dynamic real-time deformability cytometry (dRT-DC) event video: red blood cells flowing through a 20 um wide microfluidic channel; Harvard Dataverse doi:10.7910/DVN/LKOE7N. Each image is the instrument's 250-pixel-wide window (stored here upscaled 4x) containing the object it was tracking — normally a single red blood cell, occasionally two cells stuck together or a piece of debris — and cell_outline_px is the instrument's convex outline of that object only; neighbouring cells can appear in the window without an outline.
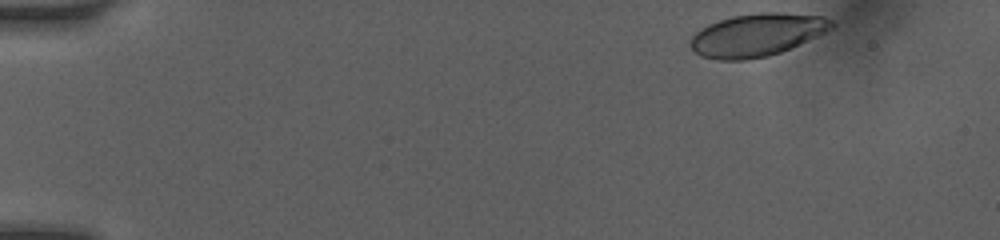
{"species": "human", "species_latin": "Homo sapiens", "temperature_condition": "room temperature", "stored_images_in_passage": 7, "camera_frame_rate_fps": 3000, "um_per_image_px": 0.085, "donor": {"sex": "female"}, "frame": {"image": 1, "passage_image": 1, "time_ms": 0.0, "image_size_px": [1000, 240], "cell_outline_px": [[836, 24], [832, 28], [816, 36], [780, 52], [768, 56], [744, 60], [720, 60], [700, 56], [688, 44], [692, 36], [696, 32], [708, 24], [732, 16], [756, 12], [780, 12], [824, 16], [832, 20]], "centroid_in_image_um": [64.32, 2.95], "position_along_channel_um": 20.7, "area_um2": 35.08}}
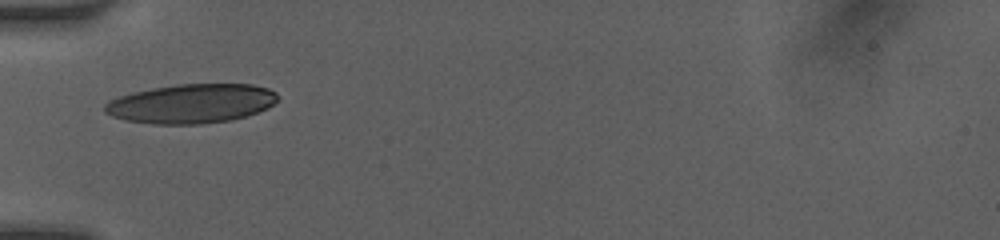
{"frame": {"image": 2, "passage_image": 6, "time_ms": 4.0, "image_size_px": [1000, 240], "cell_outline_px": [[280, 96], [268, 108], [244, 116], [228, 120], [200, 124], [152, 124], [128, 120], [112, 116], [104, 112], [104, 104], [108, 100], [132, 92], [152, 88], [176, 84], [252, 84], [268, 88], [276, 92]], "centroid_in_image_um": [16.25, 8.79], "position_along_channel_um": 68.8, "area_um2": 39.48}}